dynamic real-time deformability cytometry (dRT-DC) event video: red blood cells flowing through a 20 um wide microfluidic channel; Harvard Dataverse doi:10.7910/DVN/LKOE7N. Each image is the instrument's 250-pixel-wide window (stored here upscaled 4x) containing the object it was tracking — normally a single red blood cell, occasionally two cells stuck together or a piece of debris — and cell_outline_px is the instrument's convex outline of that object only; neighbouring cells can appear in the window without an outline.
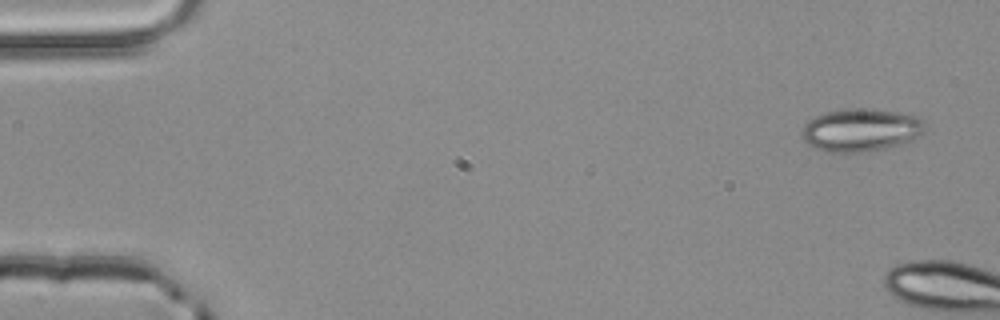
{"species": "common noctule bat (a hibernating species)", "species_latin": "Nyctalus noctula", "temperature_condition": "room temperature", "stored_images_in_passage": 2, "camera_frame_rate_fps": 3000, "um_per_image_px": 0.085, "animal": {"sex": "male", "body_mass_g": 20.4}, "frame": {"image": 1, "passage_image": 1, "time_ms": 0.0, "image_size_px": [1000, 320], "cell_outline_px": [[928, 128], [924, 132], [912, 140], [900, 144], [884, 148], [860, 152], [828, 152], [816, 148], [808, 144], [800, 136], [800, 132], [804, 124], [808, 120], [824, 112], [848, 108], [868, 108], [896, 112], [916, 116], [924, 120]], "centroid_in_image_um": [73.17, 11.04], "position_along_channel_um": 11.8, "area_um2": 30.98}}